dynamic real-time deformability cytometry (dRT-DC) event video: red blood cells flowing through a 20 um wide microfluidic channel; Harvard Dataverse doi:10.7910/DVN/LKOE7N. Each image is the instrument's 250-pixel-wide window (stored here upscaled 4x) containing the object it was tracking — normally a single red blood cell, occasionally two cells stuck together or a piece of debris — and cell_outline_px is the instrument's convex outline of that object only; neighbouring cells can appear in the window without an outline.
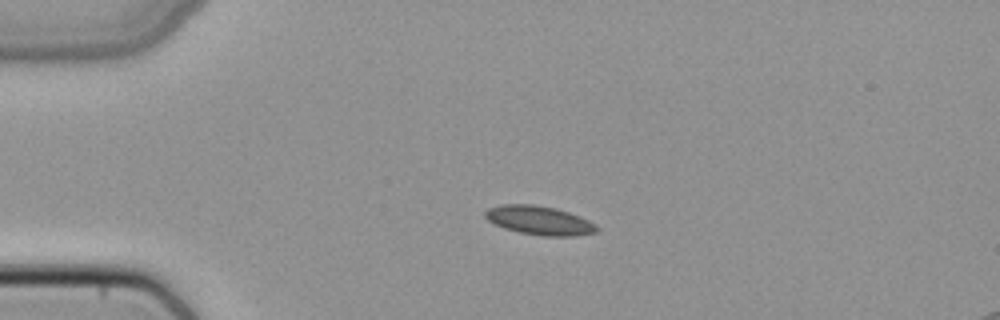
{"species": "common noctule bat (a hibernating species)", "species_latin": "Nyctalus noctula", "temperature_condition": "cold", "stored_images_in_passage": 39, "camera_frame_rate_fps": 3000, "um_per_image_px": 0.085, "animal": {"sex": "female", "body_mass_g": 22.7, "forearm_length_mm": 54.2}, "frame": {"image": 1, "passage_image": 1, "time_ms": 0.0, "image_size_px": [1000, 320], "cell_outline_px": [[600, 228], [596, 232], [576, 236], [544, 236], [520, 232], [504, 228], [488, 220], [484, 216], [484, 212], [488, 208], [500, 204], [532, 204], [556, 208], [580, 216], [596, 224]], "centroid_in_image_um": [45.86, 18.73], "position_along_channel_um": 39.1, "area_um2": 18.84}}
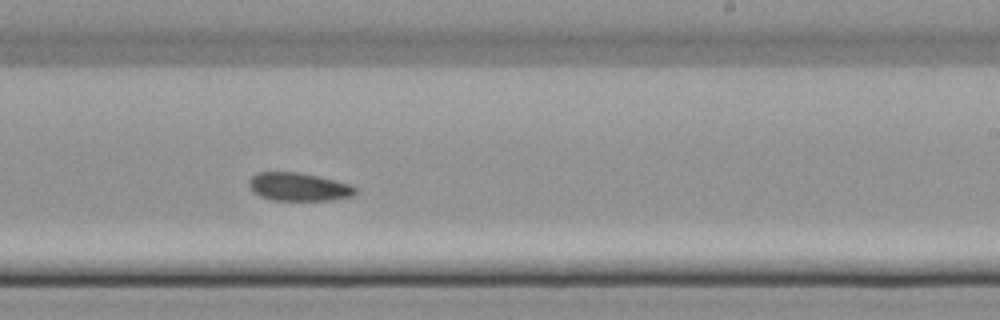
{"frame": {"image": 2, "passage_image": 20, "time_ms": 6.333, "image_size_px": [1000, 320], "cell_outline_px": [[356, 192], [352, 196], [332, 200], [272, 200], [260, 196], [248, 184], [248, 180], [256, 172], [300, 172], [352, 184], [356, 188]], "centroid_in_image_um": [25.4, 15.87], "position_along_channel_um": 263.6, "area_um2": 17.46}}
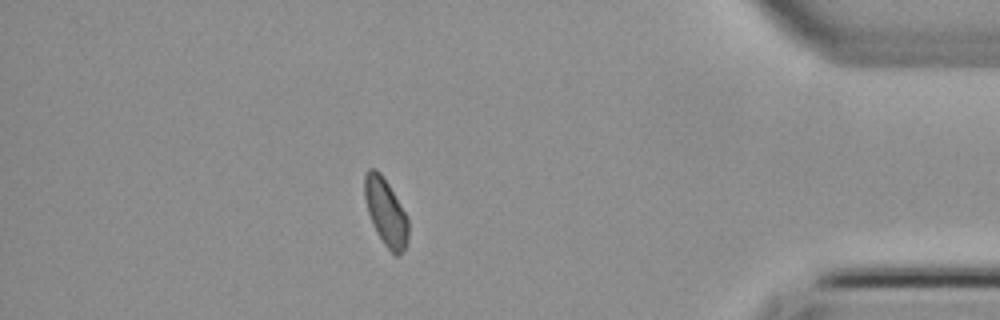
{"frame": {"image": 3, "passage_image": 33, "time_ms": 10.667, "image_size_px": [1000, 320], "cell_outline_px": [[408, 240], [404, 248], [396, 256], [384, 244], [372, 224], [368, 212], [364, 196], [364, 176], [368, 168], [376, 168], [380, 172], [388, 184], [408, 216]], "centroid_in_image_um": [32.78, 17.99], "position_along_channel_um": 402.4, "area_um2": 16.99}}